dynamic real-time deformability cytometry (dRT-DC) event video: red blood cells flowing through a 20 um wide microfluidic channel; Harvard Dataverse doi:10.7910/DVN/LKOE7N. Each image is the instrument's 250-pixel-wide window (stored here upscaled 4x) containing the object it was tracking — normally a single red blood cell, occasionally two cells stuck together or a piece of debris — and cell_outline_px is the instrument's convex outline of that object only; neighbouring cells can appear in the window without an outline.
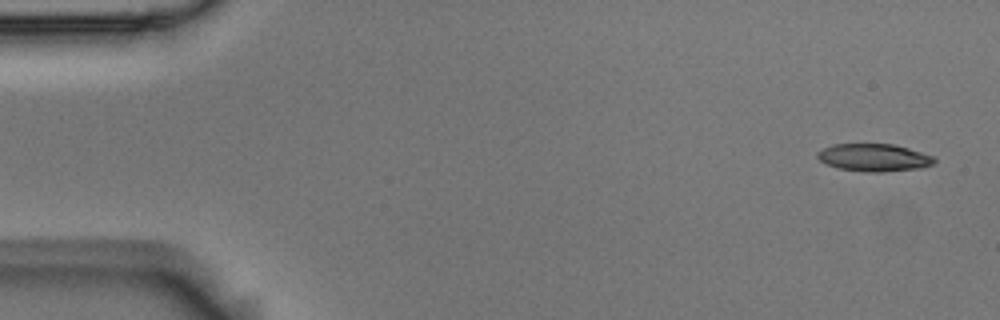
{"species": "Egyptian fruit bat (a non-hibernating species)", "species_latin": "Rousettus aegyptiacus", "temperature_condition": "room temperature", "stored_images_in_passage": 4, "camera_frame_rate_fps": 3000, "um_per_image_px": 0.085, "animal": {"sex": "male"}, "frame": {"image": 1, "passage_image": 1, "time_ms": 0.0, "image_size_px": [1000, 320], "cell_outline_px": [[936, 164], [920, 168], [884, 172], [864, 172], [836, 168], [824, 164], [816, 156], [816, 152], [832, 144], [892, 144], [908, 148], [936, 156]], "centroid_in_image_um": [74.3, 13.4], "position_along_channel_um": 10.7, "area_um2": 19.13}}
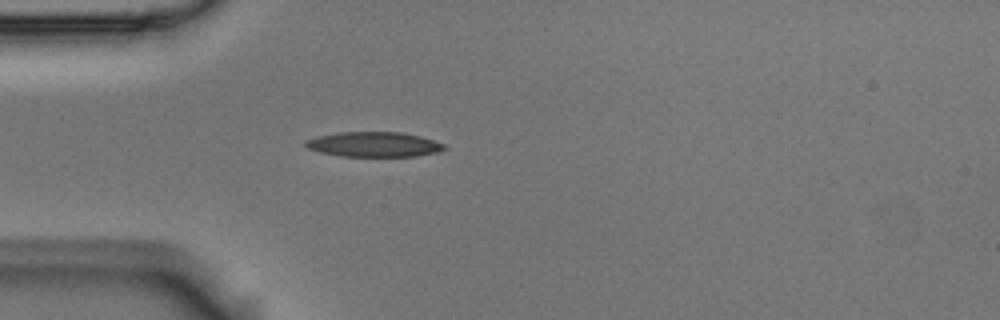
{"frame": {"image": 2, "passage_image": 4, "time_ms": 1.0, "image_size_px": [1000, 320], "cell_outline_px": [[444, 148], [436, 152], [416, 156], [340, 156], [320, 152], [308, 148], [304, 144], [304, 140], [316, 136], [340, 132], [400, 132], [420, 136], [444, 144]], "centroid_in_image_um": [31.71, 12.27], "position_along_channel_um": 53.3, "area_um2": 20.0}}